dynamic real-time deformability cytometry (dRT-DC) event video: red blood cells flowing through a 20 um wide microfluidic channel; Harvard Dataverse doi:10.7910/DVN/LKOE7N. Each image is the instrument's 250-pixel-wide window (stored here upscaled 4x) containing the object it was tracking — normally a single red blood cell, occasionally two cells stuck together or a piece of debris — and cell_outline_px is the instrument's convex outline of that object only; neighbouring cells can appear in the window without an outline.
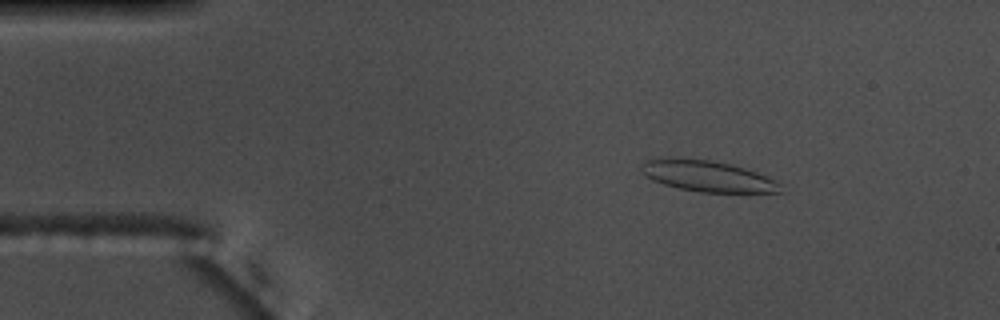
{"species": "common noctule bat (a hibernating species)", "species_latin": "Nyctalus noctula", "temperature_condition": "warm", "stored_images_in_passage": 54, "camera_frame_rate_fps": 3000, "um_per_image_px": 0.085, "animal": {"sex": "male", "body_mass_g": 17.5, "forearm_length_mm": 52.3}, "frame": {"image": 1, "passage_image": 8, "time_ms": 2.333, "image_size_px": [1000, 320], "cell_outline_px": [[780, 192], [700, 192], [680, 188], [664, 184], [652, 180], [644, 176], [640, 172], [640, 164], [648, 160], [708, 160], [732, 164], [768, 176], [776, 180], [780, 184]], "centroid_in_image_um": [60.16, 15.0], "position_along_channel_um": 24.8, "area_um2": 24.45}}
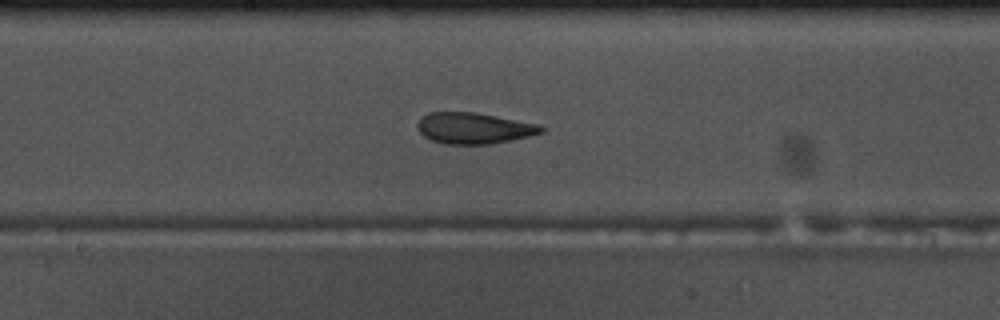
{"frame": {"image": 2, "passage_image": 28, "time_ms": 9.0, "image_size_px": [1000, 320], "cell_outline_px": [[544, 132], [512, 140], [492, 144], [444, 144], [432, 140], [424, 136], [420, 132], [416, 124], [420, 116], [428, 112], [476, 112], [536, 124], [544, 128]], "centroid_in_image_um": [40.23, 10.89], "position_along_channel_um": 208.0, "area_um2": 22.43}}
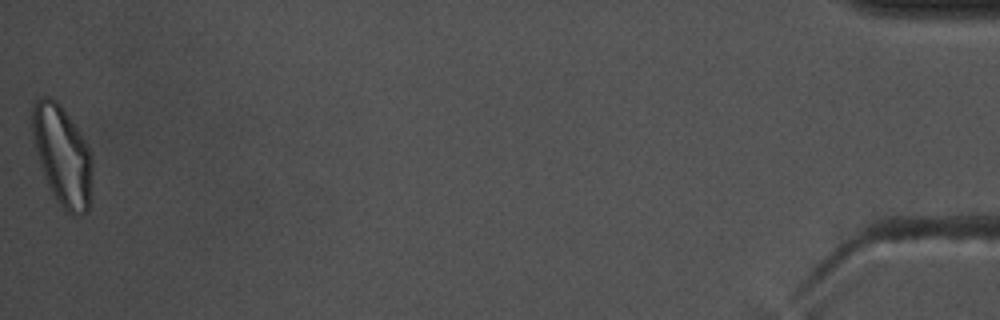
{"frame": {"image": 3, "passage_image": 54, "time_ms": 17.667, "image_size_px": [1000, 320], "cell_outline_px": [[92, 172], [88, 212], [80, 216], [72, 216], [64, 212], [52, 192], [48, 184], [36, 152], [32, 140], [32, 108], [36, 100], [40, 96], [48, 96], [56, 100], [60, 104], [80, 132], [88, 144], [92, 152]], "centroid_in_image_um": [5.31, 13.23], "position_along_channel_um": 429.9, "area_um2": 35.2}, "authors_computed_cell_mechanics": {"area_um2": 24.6228, "velocity_mm_per_s": 3.7358, "shape_relaxation_time_tau1_ms": 7.3464, "shape_relaxation_time_tau2_ms": 2.3971, "deformation_change_tau1": 0.2128, "deformation_change_tau2": 0.0804}}